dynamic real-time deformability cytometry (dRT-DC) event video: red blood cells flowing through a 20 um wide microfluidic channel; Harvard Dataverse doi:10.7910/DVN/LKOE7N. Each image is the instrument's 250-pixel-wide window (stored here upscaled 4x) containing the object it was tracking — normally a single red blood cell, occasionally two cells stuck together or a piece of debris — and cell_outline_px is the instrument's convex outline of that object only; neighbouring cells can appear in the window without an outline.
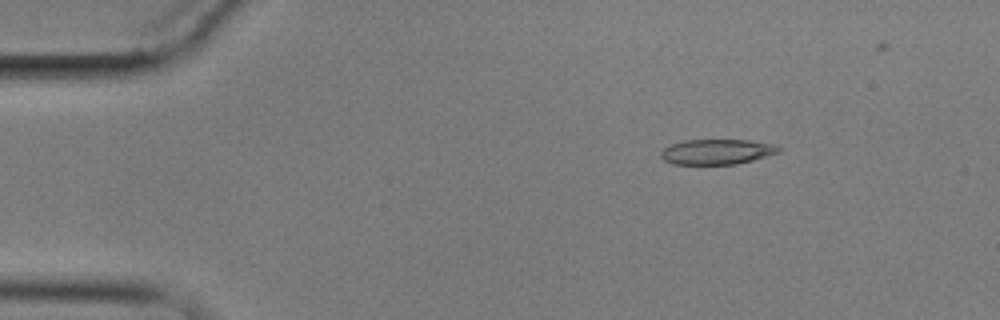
{"species": "common noctule bat (a hibernating species)", "species_latin": "Nyctalus noctula", "temperature_condition": "cold", "stored_images_in_passage": 4, "camera_frame_rate_fps": 3000, "um_per_image_px": 0.085, "animal": {"sex": "male", "body_mass_g": 17.9}, "frame": {"image": 1, "passage_image": 1, "time_ms": 0.0, "image_size_px": [1000, 320], "cell_outline_px": [[780, 152], [752, 160], [736, 164], [672, 164], [664, 160], [660, 156], [660, 152], [664, 148], [672, 144], [684, 140], [748, 140], [776, 144], [780, 148]], "centroid_in_image_um": [60.93, 12.9], "position_along_channel_um": 24.1, "area_um2": 17.28}}
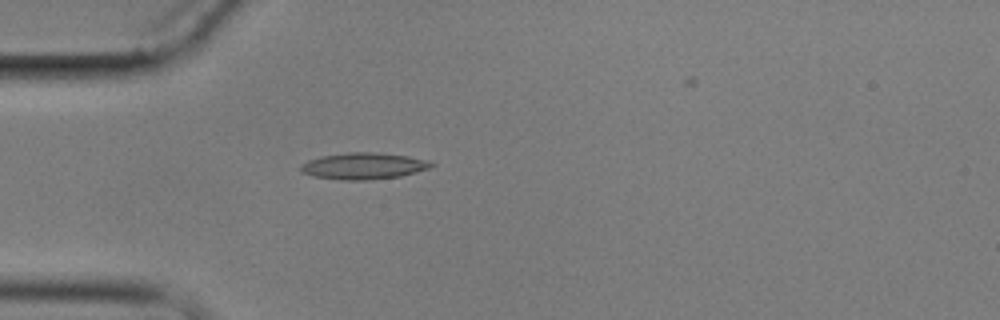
{"frame": {"image": 2, "passage_image": 3, "time_ms": 2.667, "image_size_px": [1000, 320], "cell_outline_px": [[436, 164], [428, 168], [416, 172], [400, 176], [368, 180], [344, 180], [312, 176], [300, 172], [300, 164], [308, 160], [320, 156], [348, 152], [376, 152], [408, 156], [428, 160]], "centroid_in_image_um": [30.87, 14.1], "position_along_channel_um": 54.1, "area_um2": 20.29}}